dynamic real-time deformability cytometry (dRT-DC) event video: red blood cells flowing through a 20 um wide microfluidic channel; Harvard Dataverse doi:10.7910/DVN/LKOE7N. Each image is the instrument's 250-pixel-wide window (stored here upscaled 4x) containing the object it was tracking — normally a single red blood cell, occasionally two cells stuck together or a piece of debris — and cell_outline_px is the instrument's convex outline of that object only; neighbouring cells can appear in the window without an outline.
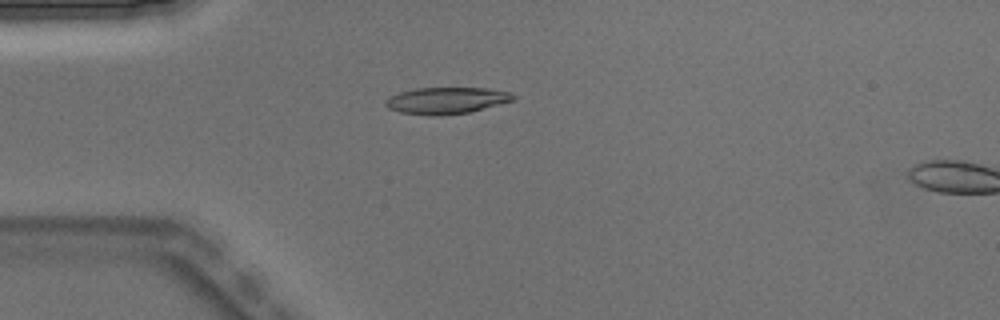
{"species": "Egyptian fruit bat (a non-hibernating species)", "species_latin": "Rousettus aegyptiacus", "temperature_condition": "warm", "stored_images_in_passage": 5, "camera_frame_rate_fps": 3000, "um_per_image_px": 0.085, "animal": {"sex": "male"}, "frame": {"image": 1, "passage_image": 4, "time_ms": 1.0, "image_size_px": [1000, 320], "cell_outline_px": [[516, 100], [468, 112], [440, 116], [428, 116], [400, 112], [388, 108], [384, 104], [384, 100], [400, 92], [416, 88], [484, 88], [508, 92], [516, 96]], "centroid_in_image_um": [37.93, 8.55], "position_along_channel_um": 47.1, "area_um2": 19.77}}